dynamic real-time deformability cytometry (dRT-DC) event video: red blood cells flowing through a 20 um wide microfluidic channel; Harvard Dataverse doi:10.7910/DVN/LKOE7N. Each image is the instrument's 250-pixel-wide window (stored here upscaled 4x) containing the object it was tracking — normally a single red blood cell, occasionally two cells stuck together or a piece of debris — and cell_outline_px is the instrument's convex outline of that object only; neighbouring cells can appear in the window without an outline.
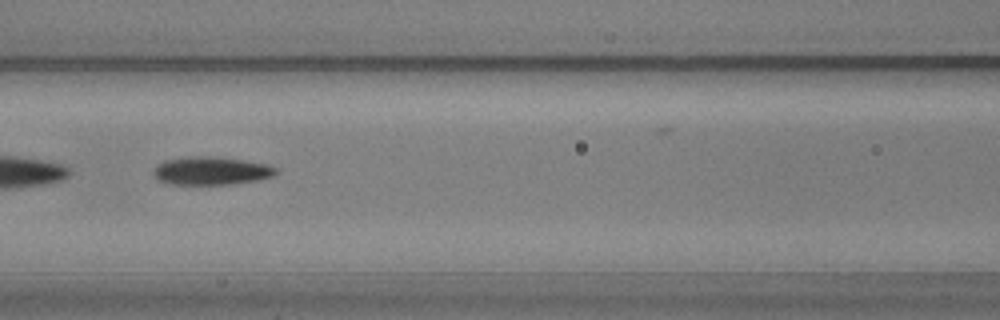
{"species": "common noctule bat (a hibernating species)", "species_latin": "Nyctalus noctula", "temperature_condition": "warm", "stored_images_in_passage": 47, "camera_frame_rate_fps": 3000, "um_per_image_px": 0.085, "animal": {"sex": "male", "body_mass_g": 20.5, "forearm_length_mm": 52.5}, "frame": {"image": 1, "passage_image": 21, "time_ms": 6.667, "image_size_px": [1000, 320], "cell_outline_px": [[280, 172], [272, 176], [260, 180], [232, 184], [172, 184], [156, 180], [152, 172], [152, 168], [156, 164], [164, 160], [184, 156], [208, 156], [244, 160], [268, 164], [280, 168]], "centroid_in_image_um": [17.95, 14.51], "position_along_channel_um": 148.7, "area_um2": 20.58}, "authors_computed_cell_mechanics": {"area_um2": 20.1144, "velocity_mm_per_s": 3.6172, "shape_relaxation_time_tau1_ms": 3.0781, "shape_relaxation_time_tau2_ms": 6.0778, "deformation_change_tau1": 0.1484, "deformation_change_tau2": 0.1608}}